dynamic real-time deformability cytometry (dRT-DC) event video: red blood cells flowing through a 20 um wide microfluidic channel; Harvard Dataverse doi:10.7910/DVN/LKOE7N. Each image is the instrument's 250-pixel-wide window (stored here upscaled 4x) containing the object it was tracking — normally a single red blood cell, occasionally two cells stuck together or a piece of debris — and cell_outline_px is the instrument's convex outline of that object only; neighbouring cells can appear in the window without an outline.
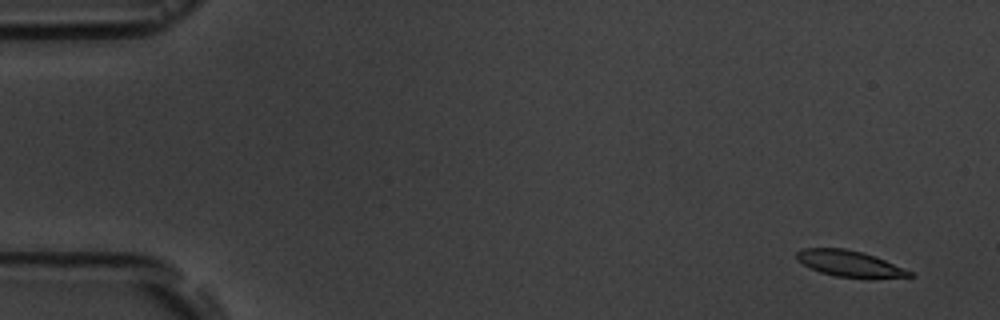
{"species": "common noctule bat (a hibernating species)", "species_latin": "Nyctalus noctula", "temperature_condition": "room temperature", "stored_images_in_passage": 4, "camera_frame_rate_fps": 3000, "um_per_image_px": 0.085, "animal": {"sex": "male", "body_mass_g": 19.5, "forearm_length_mm": 54.6}, "frame": {"image": 1, "passage_image": 1, "time_ms": 0.0, "image_size_px": [1000, 320], "cell_outline_px": [[916, 276], [872, 280], [868, 280], [836, 276], [820, 272], [796, 260], [796, 252], [804, 248], [844, 248], [876, 256], [912, 272]], "centroid_in_image_um": [72.28, 22.44], "position_along_channel_um": 12.7, "area_um2": 17.57}}
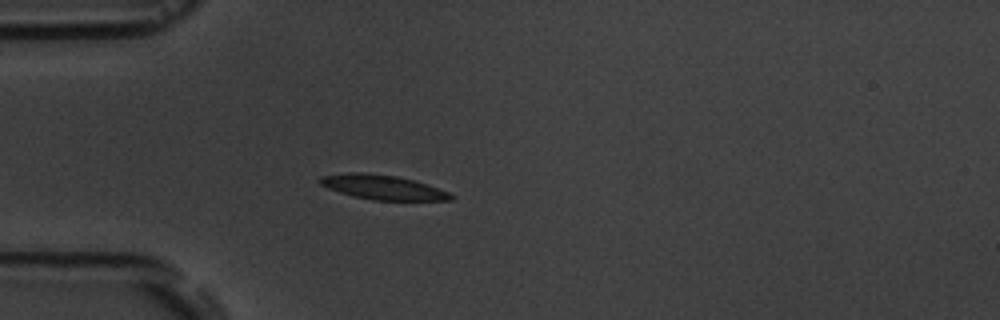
{"frame": {"image": 2, "passage_image": 4, "time_ms": 4.333, "image_size_px": [1000, 320], "cell_outline_px": [[456, 196], [452, 200], [372, 200], [352, 196], [328, 188], [320, 184], [316, 180], [320, 176], [348, 172], [364, 172], [396, 176], [428, 184], [448, 192]], "centroid_in_image_um": [32.5, 15.91], "position_along_channel_um": 52.5, "area_um2": 18.79}}